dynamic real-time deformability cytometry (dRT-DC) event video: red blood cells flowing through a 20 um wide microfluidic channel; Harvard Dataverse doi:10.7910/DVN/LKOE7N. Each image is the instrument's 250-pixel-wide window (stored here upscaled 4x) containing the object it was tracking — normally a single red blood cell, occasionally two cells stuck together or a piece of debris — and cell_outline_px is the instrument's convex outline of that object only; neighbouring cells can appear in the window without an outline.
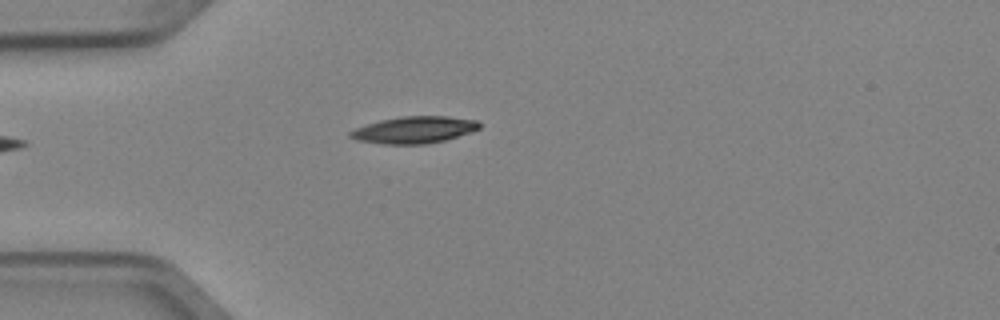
{"species": "Egyptian fruit bat (a non-hibernating species)", "species_latin": "Rousettus aegyptiacus", "temperature_condition": "cold", "stored_images_in_passage": 4, "camera_frame_rate_fps": 3000, "um_per_image_px": 0.085, "animal": {"sex": "female"}, "frame": {"image": 1, "passage_image": 4, "time_ms": 1.0, "image_size_px": [1000, 320], "cell_outline_px": [[480, 128], [472, 132], [444, 140], [424, 144], [384, 144], [356, 140], [348, 136], [348, 132], [356, 128], [380, 120], [400, 116], [448, 116], [480, 120]], "centroid_in_image_um": [35.23, 11.03], "position_along_channel_um": 49.8, "area_um2": 20.29}}